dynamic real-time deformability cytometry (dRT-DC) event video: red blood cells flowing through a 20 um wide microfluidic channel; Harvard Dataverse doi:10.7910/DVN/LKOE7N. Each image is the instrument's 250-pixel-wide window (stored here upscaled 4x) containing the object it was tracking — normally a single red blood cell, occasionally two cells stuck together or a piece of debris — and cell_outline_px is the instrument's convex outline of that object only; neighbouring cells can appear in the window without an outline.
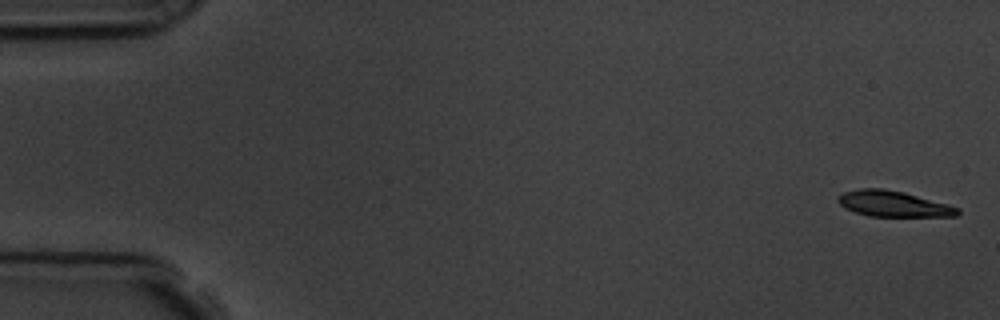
{"species": "common noctule bat (a hibernating species)", "species_latin": "Nyctalus noctula", "temperature_condition": "room temperature", "stored_images_in_passage": 5, "camera_frame_rate_fps": 3000, "um_per_image_px": 0.085, "animal": {"sex": "male", "body_mass_g": 19.5, "forearm_length_mm": 54.6}, "frame": {"image": 1, "passage_image": 1, "time_ms": 0.0, "image_size_px": [1000, 320], "cell_outline_px": [[960, 212], [956, 216], [868, 216], [844, 208], [836, 200], [836, 196], [844, 192], [860, 188], [884, 188], [904, 192], [948, 204], [960, 208]], "centroid_in_image_um": [75.91, 17.32], "position_along_channel_um": 9.1, "area_um2": 18.03}}
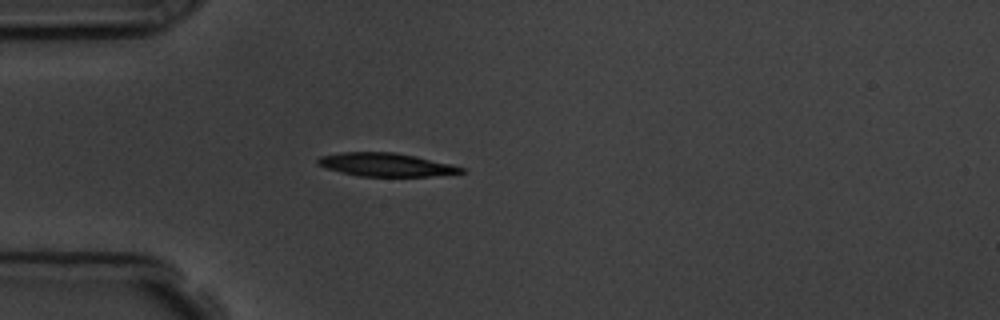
{"frame": {"image": 2, "passage_image": 5, "time_ms": 4.667, "image_size_px": [1000, 320], "cell_outline_px": [[464, 172], [428, 176], [360, 176], [340, 172], [316, 164], [316, 160], [320, 156], [340, 152], [396, 152], [452, 164], [464, 168]], "centroid_in_image_um": [32.76, 13.99], "position_along_channel_um": 52.2, "area_um2": 19.36}}